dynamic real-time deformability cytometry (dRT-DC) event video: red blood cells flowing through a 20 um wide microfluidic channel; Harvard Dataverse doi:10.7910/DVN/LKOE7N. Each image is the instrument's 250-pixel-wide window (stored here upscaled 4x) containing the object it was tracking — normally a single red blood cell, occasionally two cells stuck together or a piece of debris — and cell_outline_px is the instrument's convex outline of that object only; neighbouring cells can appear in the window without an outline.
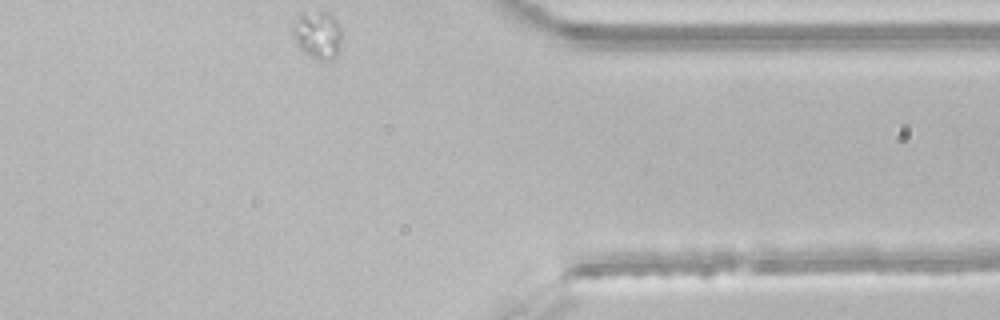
{"species": "common noctule bat (a hibernating species)", "species_latin": "Nyctalus noctula", "temperature_condition": "room temperature", "stored_images_in_passage": 26, "camera_frame_rate_fps": 3000, "um_per_image_px": 0.085, "animal": {"sex": "male", "body_mass_g": 21.5, "forearm_length_mm": 52.0}, "frame": {"image": 1, "passage_image": 26, "time_ms": 8.333, "image_size_px": [1000, 320], "cell_outline_px": [[340, 44], [336, 56], [328, 60], [320, 60], [304, 52], [296, 44], [292, 32], [292, 24], [296, 16], [300, 12], [328, 12], [340, 24]], "centroid_in_image_um": [26.96, 2.92], "position_along_channel_um": 384.4, "area_um2": 13.64}}